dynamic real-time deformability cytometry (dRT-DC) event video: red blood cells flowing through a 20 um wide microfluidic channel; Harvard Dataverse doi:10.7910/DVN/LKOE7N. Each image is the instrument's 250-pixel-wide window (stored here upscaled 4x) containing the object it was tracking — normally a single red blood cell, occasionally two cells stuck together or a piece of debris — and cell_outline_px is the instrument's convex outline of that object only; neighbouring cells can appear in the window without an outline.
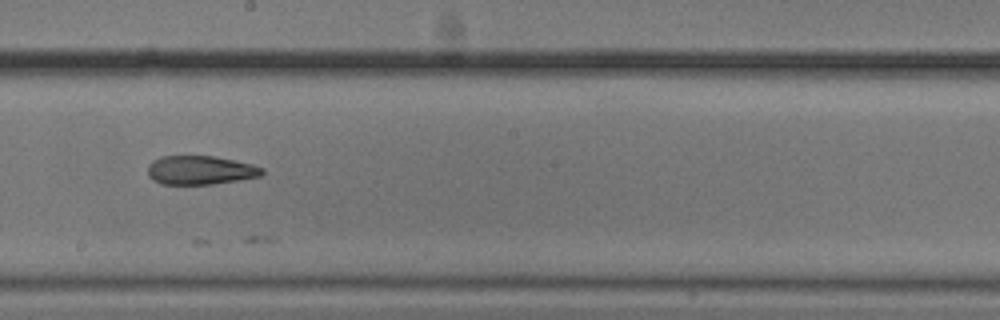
{"species": "common noctule bat (a hibernating species)", "species_latin": "Nyctalus noctula", "temperature_condition": "cold", "stored_images_in_passage": 38, "camera_frame_rate_fps": 3000, "um_per_image_px": 0.085, "animal": {"sex": "male", "body_mass_g": 20.5, "forearm_length_mm": 52.5}, "frame": {"image": 1, "passage_image": 27, "time_ms": 8.667, "image_size_px": [1000, 320], "cell_outline_px": [[264, 172], [260, 176], [212, 184], [164, 184], [152, 180], [148, 176], [148, 164], [152, 160], [160, 156], [212, 156], [252, 164], [264, 168]], "centroid_in_image_um": [16.99, 14.46], "position_along_channel_um": 231.2, "area_um2": 19.13}}
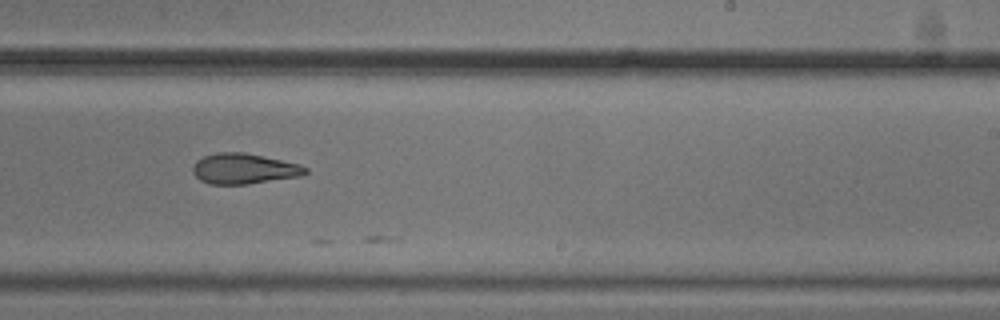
{"frame": {"image": 2, "passage_image": 30, "time_ms": 9.667, "image_size_px": [1000, 320], "cell_outline_px": [[308, 172], [300, 176], [248, 184], [208, 184], [200, 180], [192, 172], [192, 168], [196, 160], [204, 156], [216, 152], [244, 152], [300, 164], [308, 168]], "centroid_in_image_um": [20.72, 14.34], "position_along_channel_um": 268.3, "area_um2": 20.06}}